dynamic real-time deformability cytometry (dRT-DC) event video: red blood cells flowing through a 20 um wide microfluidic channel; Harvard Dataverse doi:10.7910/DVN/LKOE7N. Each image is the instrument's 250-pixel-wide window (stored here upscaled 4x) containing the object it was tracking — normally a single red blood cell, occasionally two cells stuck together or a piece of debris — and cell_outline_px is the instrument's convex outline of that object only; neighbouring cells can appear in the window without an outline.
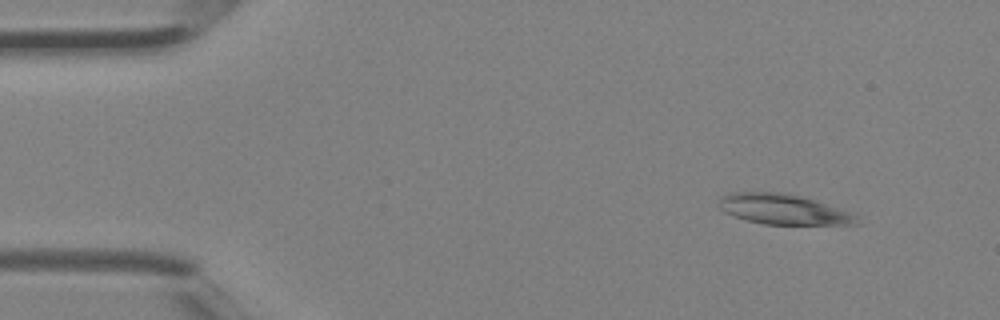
{"species": "Egyptian fruit bat (a non-hibernating species)", "species_latin": "Rousettus aegyptiacus", "temperature_condition": "room temperature", "stored_images_in_passage": 3, "camera_frame_rate_fps": 3000, "um_per_image_px": 0.085, "animal": {"sex": "female"}, "frame": {"image": 1, "passage_image": 1, "time_ms": 0.0, "image_size_px": [1000, 320], "cell_outline_px": [[860, 224], [764, 224], [748, 220], [724, 212], [720, 208], [720, 200], [724, 196], [732, 192], [784, 192], [800, 196], [848, 212], [856, 216]], "centroid_in_image_um": [66.55, 17.79], "position_along_channel_um": 18.4, "area_um2": 23.58}}